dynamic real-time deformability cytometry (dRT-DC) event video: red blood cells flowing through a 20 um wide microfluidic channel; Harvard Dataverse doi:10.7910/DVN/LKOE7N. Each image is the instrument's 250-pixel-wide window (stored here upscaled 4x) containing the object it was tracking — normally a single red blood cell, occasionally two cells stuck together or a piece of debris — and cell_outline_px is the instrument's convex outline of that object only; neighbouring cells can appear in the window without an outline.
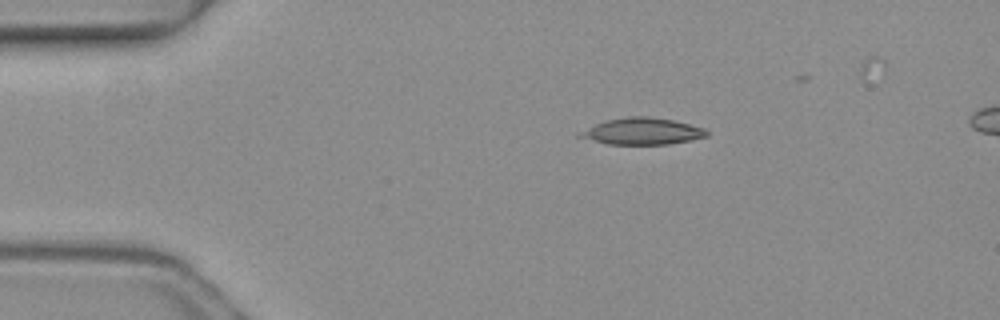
{"species": "common noctule bat (a hibernating species)", "species_latin": "Nyctalus noctula", "temperature_condition": "warm", "stored_images_in_passage": 4, "camera_frame_rate_fps": 3000, "um_per_image_px": 0.085, "animal": {"sex": "female", "body_mass_g": 19.3, "forearm_length_mm": 54.1}, "frame": {"image": 1, "passage_image": 1, "time_ms": 0.0, "image_size_px": [1000, 320], "cell_outline_px": [[708, 136], [692, 140], [668, 144], [608, 144], [576, 136], [576, 132], [604, 120], [628, 116], [648, 116], [672, 120], [704, 128], [708, 132]], "centroid_in_image_um": [54.54, 11.15], "position_along_channel_um": 30.5, "area_um2": 19.77}}